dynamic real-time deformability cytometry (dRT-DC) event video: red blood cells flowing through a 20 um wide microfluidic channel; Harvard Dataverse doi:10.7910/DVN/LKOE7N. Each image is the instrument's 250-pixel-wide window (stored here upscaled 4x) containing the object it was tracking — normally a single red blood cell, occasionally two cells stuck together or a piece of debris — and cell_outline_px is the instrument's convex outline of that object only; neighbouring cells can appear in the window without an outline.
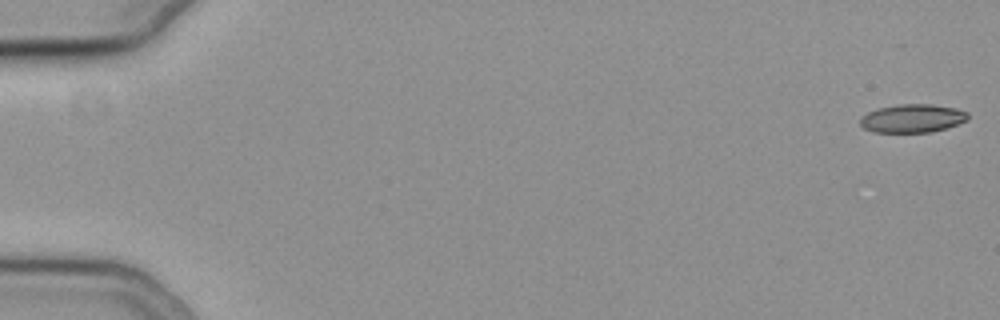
{"species": "common noctule bat (a hibernating species)", "species_latin": "Nyctalus noctula", "temperature_condition": "cold", "stored_images_in_passage": 9, "camera_frame_rate_fps": 3000, "um_per_image_px": 0.085, "animal": {"sex": "female", "body_mass_g": 19.3, "forearm_length_mm": 54.1}, "frame": {"image": 1, "passage_image": 1, "time_ms": 0.0, "image_size_px": [1000, 320], "cell_outline_px": [[968, 120], [932, 132], [872, 132], [864, 128], [860, 124], [860, 116], [868, 112], [880, 108], [896, 104], [932, 104], [956, 108], [968, 112]], "centroid_in_image_um": [77.54, 10.05], "position_along_channel_um": 7.5, "area_um2": 17.8}}